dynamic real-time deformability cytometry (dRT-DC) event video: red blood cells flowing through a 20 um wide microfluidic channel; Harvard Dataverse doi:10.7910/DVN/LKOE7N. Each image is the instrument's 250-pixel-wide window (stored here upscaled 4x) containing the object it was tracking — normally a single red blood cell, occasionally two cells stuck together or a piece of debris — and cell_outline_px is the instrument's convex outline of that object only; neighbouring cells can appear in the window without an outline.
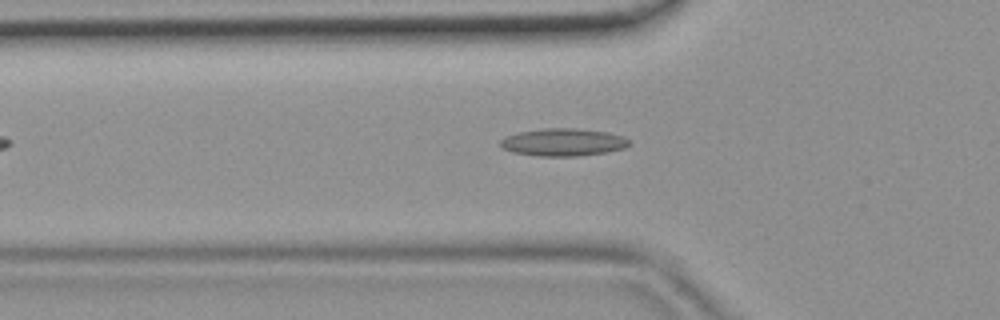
{"species": "common noctule bat (a hibernating species)", "species_latin": "Nyctalus noctula", "temperature_condition": "room temperature", "stored_images_in_passage": 42, "camera_frame_rate_fps": 3000, "um_per_image_px": 0.085, "animal": {"sex": "female", "body_mass_g": 19.9}, "frame": {"image": 1, "passage_image": 11, "time_ms": 3.333, "image_size_px": [1000, 320], "cell_outline_px": [[628, 144], [624, 148], [608, 152], [580, 156], [540, 156], [512, 152], [504, 148], [500, 144], [500, 140], [504, 136], [516, 132], [544, 128], [576, 128], [608, 132], [624, 136], [628, 140]], "centroid_in_image_um": [47.85, 12.08], "position_along_channel_um": 77.9, "area_um2": 20.81}}
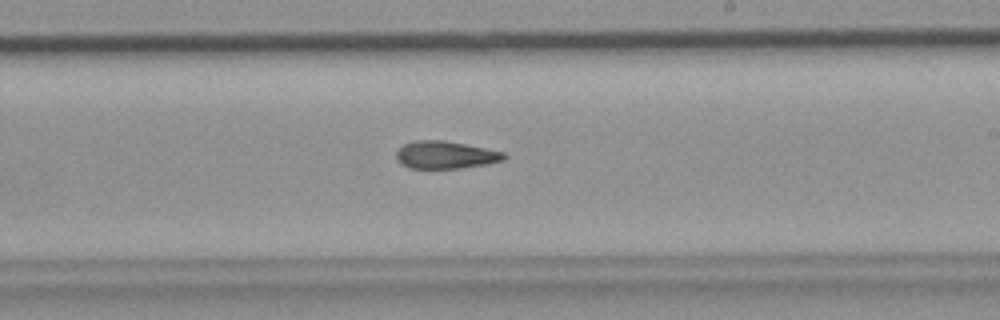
{"frame": {"image": 2, "passage_image": 23, "time_ms": 7.333, "image_size_px": [1000, 320], "cell_outline_px": [[508, 156], [504, 160], [484, 164], [460, 168], [408, 168], [400, 164], [396, 160], [396, 152], [404, 144], [416, 140], [444, 140], [504, 152]], "centroid_in_image_um": [37.83, 13.17], "position_along_channel_um": 251.2, "area_um2": 17.22}}
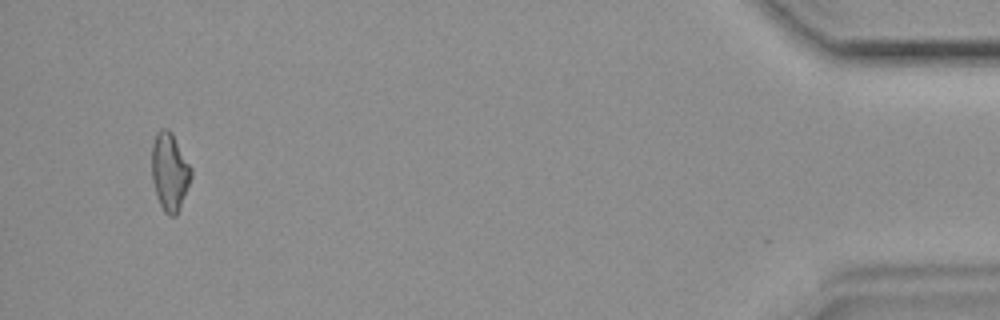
{"frame": {"image": 3, "passage_image": 40, "time_ms": 13.0, "image_size_px": [1000, 320], "cell_outline_px": [[192, 176], [176, 216], [168, 216], [164, 212], [160, 204], [152, 180], [152, 144], [156, 132], [160, 128], [168, 128], [172, 132], [192, 168]], "centroid_in_image_um": [14.42, 14.56], "position_along_channel_um": 420.8, "area_um2": 17.86}}